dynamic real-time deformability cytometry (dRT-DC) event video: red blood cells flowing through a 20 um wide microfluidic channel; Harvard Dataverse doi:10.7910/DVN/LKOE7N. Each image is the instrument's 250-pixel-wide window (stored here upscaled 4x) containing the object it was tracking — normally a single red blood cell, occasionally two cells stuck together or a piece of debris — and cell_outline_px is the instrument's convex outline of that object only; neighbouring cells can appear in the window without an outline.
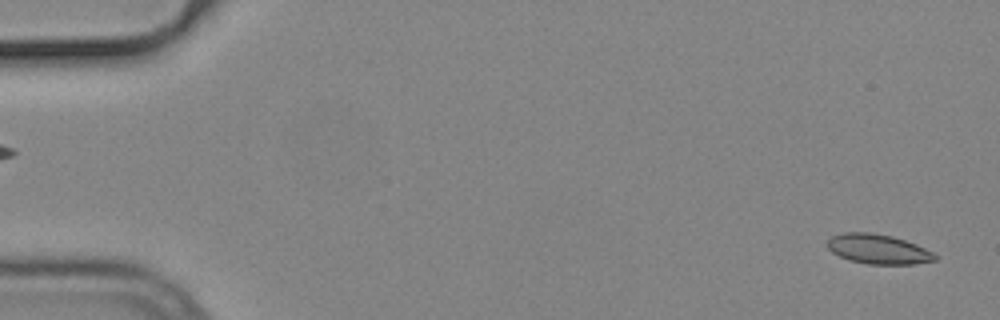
{"species": "common noctule bat (a hibernating species)", "species_latin": "Nyctalus noctula", "temperature_condition": "cold", "stored_images_in_passage": 19, "camera_frame_rate_fps": 3000, "um_per_image_px": 0.085, "animal": {"sex": "male", "body_mass_g": 19.2, "forearm_length_mm": 51.8}, "frame": {"image": 1, "passage_image": 2, "time_ms": 0.333, "image_size_px": [1000, 320], "cell_outline_px": [[936, 260], [916, 264], [868, 264], [848, 260], [832, 252], [828, 248], [828, 240], [832, 236], [844, 232], [868, 232], [892, 236], [916, 244], [932, 252], [936, 256]], "centroid_in_image_um": [74.63, 21.18], "position_along_channel_um": 10.4, "area_um2": 18.5}}
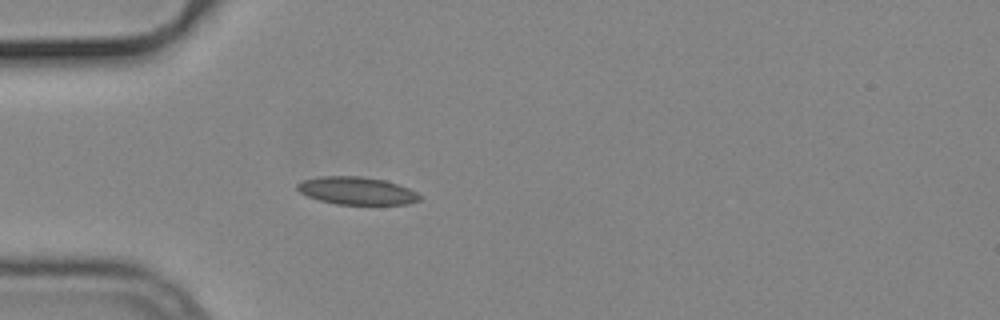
{"frame": {"image": 2, "passage_image": 16, "time_ms": 5.0, "image_size_px": [1000, 320], "cell_outline_px": [[424, 196], [420, 200], [408, 204], [336, 204], [320, 200], [308, 196], [300, 192], [296, 188], [296, 184], [304, 180], [320, 176], [360, 176], [384, 180], [408, 188]], "centroid_in_image_um": [30.34, 16.21], "position_along_channel_um": 54.7, "area_um2": 19.65}}